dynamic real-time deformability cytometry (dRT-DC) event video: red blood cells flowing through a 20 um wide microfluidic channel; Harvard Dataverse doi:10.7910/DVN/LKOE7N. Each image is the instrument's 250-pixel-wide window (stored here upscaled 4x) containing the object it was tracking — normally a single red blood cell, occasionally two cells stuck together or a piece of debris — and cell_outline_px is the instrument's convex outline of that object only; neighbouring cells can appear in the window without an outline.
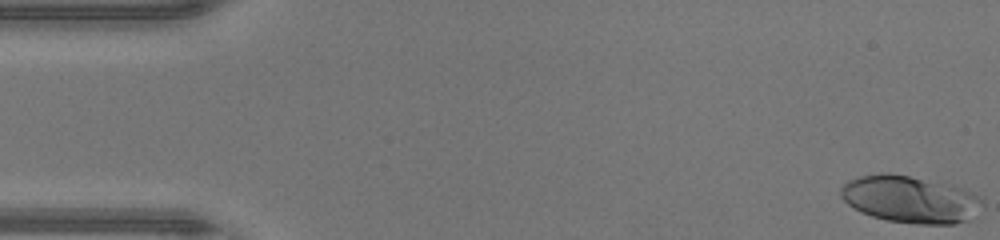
{"species": "human", "species_latin": "Homo sapiens", "temperature_condition": "warm", "stored_images_in_passage": 48, "camera_frame_rate_fps": 3000, "um_per_image_px": 0.085, "donor": {"sex": "male"}, "frame": {"image": 1, "passage_image": 1, "time_ms": 0.0, "image_size_px": [1000, 240], "cell_outline_px": [[984, 208], [968, 220], [952, 224], [916, 224], [888, 220], [872, 216], [860, 212], [848, 204], [840, 196], [840, 188], [848, 180], [860, 176], [880, 172], [888, 172], [952, 184], [984, 196]], "centroid_in_image_um": [77.43, 16.93], "position_along_channel_um": 7.6, "area_um2": 39.54}}
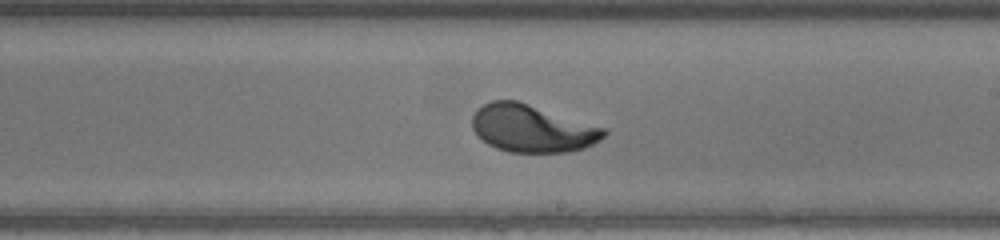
{"frame": {"image": 2, "passage_image": 27, "time_ms": 8.667, "image_size_px": [1000, 240], "cell_outline_px": [[608, 132], [600, 140], [584, 148], [568, 152], [508, 152], [496, 148], [488, 144], [472, 128], [472, 116], [476, 108], [492, 100], [516, 100], [608, 128]], "centroid_in_image_um": [45.25, 10.91], "position_along_channel_um": 243.7, "area_um2": 36.53}}
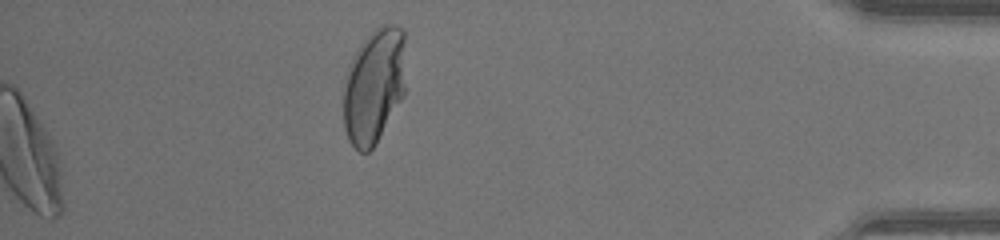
{"frame": {"image": 3, "passage_image": 48, "time_ms": 15.667, "image_size_px": [1000, 240], "cell_outline_px": [[404, 92], [400, 100], [376, 144], [368, 152], [360, 152], [348, 140], [344, 128], [344, 76], [348, 64], [352, 56], [360, 44], [380, 24], [396, 24], [404, 28]], "centroid_in_image_um": [31.77, 7.27], "position_along_channel_um": 403.4, "area_um2": 41.96}, "authors_computed_cell_mechanics": {"area_um2": 36.6452, "velocity_mm_per_s": 4.3748, "shape_relaxation_time_tau1_ms": 2.1686, "shape_relaxation_time_tau2_ms": null, "deformation_change_tau1": 0.1726, "deformation_change_tau2": null}}